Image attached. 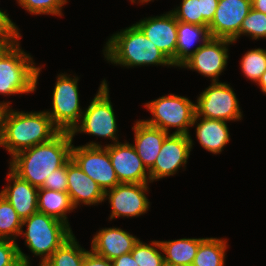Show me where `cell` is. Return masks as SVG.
<instances>
[{"label": "cell", "instance_id": "6da1fadb", "mask_svg": "<svg viewBox=\"0 0 266 266\" xmlns=\"http://www.w3.org/2000/svg\"><path fill=\"white\" fill-rule=\"evenodd\" d=\"M72 141L70 132H59L50 141L12 156L9 169L34 187L41 188L52 171L71 159Z\"/></svg>", "mask_w": 266, "mask_h": 266}, {"label": "cell", "instance_id": "7a4b0ae2", "mask_svg": "<svg viewBox=\"0 0 266 266\" xmlns=\"http://www.w3.org/2000/svg\"><path fill=\"white\" fill-rule=\"evenodd\" d=\"M60 131L46 111L19 112L10 106L3 108L1 116V145L11 154L50 141Z\"/></svg>", "mask_w": 266, "mask_h": 266}, {"label": "cell", "instance_id": "3957f363", "mask_svg": "<svg viewBox=\"0 0 266 266\" xmlns=\"http://www.w3.org/2000/svg\"><path fill=\"white\" fill-rule=\"evenodd\" d=\"M103 51L107 61L124 67L150 64L173 66V63L136 24L113 34L106 42Z\"/></svg>", "mask_w": 266, "mask_h": 266}, {"label": "cell", "instance_id": "277c9868", "mask_svg": "<svg viewBox=\"0 0 266 266\" xmlns=\"http://www.w3.org/2000/svg\"><path fill=\"white\" fill-rule=\"evenodd\" d=\"M19 39L0 56V94L13 95L36 90L41 68L20 48Z\"/></svg>", "mask_w": 266, "mask_h": 266}, {"label": "cell", "instance_id": "5b68a950", "mask_svg": "<svg viewBox=\"0 0 266 266\" xmlns=\"http://www.w3.org/2000/svg\"><path fill=\"white\" fill-rule=\"evenodd\" d=\"M27 225V231L20 232L24 235L25 244L36 256L41 257L42 265L73 233L64 222L37 212L22 220V228Z\"/></svg>", "mask_w": 266, "mask_h": 266}, {"label": "cell", "instance_id": "8992f818", "mask_svg": "<svg viewBox=\"0 0 266 266\" xmlns=\"http://www.w3.org/2000/svg\"><path fill=\"white\" fill-rule=\"evenodd\" d=\"M145 107L153 118L143 120L146 124L160 128L169 134V128H177L173 134L189 135V127L196 114L195 104L187 97L169 94L148 102Z\"/></svg>", "mask_w": 266, "mask_h": 266}, {"label": "cell", "instance_id": "52a82bcc", "mask_svg": "<svg viewBox=\"0 0 266 266\" xmlns=\"http://www.w3.org/2000/svg\"><path fill=\"white\" fill-rule=\"evenodd\" d=\"M78 80V77L71 78L67 74L57 76L52 96L53 108L46 112L60 132L71 133L84 112L79 104Z\"/></svg>", "mask_w": 266, "mask_h": 266}, {"label": "cell", "instance_id": "ba28073f", "mask_svg": "<svg viewBox=\"0 0 266 266\" xmlns=\"http://www.w3.org/2000/svg\"><path fill=\"white\" fill-rule=\"evenodd\" d=\"M117 124L109 97V88L104 79L88 108L83 112L79 124L72 130L74 138L77 132L109 138L118 143Z\"/></svg>", "mask_w": 266, "mask_h": 266}, {"label": "cell", "instance_id": "9c48e42d", "mask_svg": "<svg viewBox=\"0 0 266 266\" xmlns=\"http://www.w3.org/2000/svg\"><path fill=\"white\" fill-rule=\"evenodd\" d=\"M71 158L104 192L120 183L108 150L102 145L95 142L77 147L72 145Z\"/></svg>", "mask_w": 266, "mask_h": 266}, {"label": "cell", "instance_id": "30bf717a", "mask_svg": "<svg viewBox=\"0 0 266 266\" xmlns=\"http://www.w3.org/2000/svg\"><path fill=\"white\" fill-rule=\"evenodd\" d=\"M197 98L196 117L223 121L241 120L242 112L229 84L212 82Z\"/></svg>", "mask_w": 266, "mask_h": 266}, {"label": "cell", "instance_id": "8fae6325", "mask_svg": "<svg viewBox=\"0 0 266 266\" xmlns=\"http://www.w3.org/2000/svg\"><path fill=\"white\" fill-rule=\"evenodd\" d=\"M193 140L189 135L168 134L154 165L148 170L150 183L174 175L181 166L185 167Z\"/></svg>", "mask_w": 266, "mask_h": 266}, {"label": "cell", "instance_id": "7c38bea8", "mask_svg": "<svg viewBox=\"0 0 266 266\" xmlns=\"http://www.w3.org/2000/svg\"><path fill=\"white\" fill-rule=\"evenodd\" d=\"M232 43L229 39L210 37L180 67L196 70L210 77L212 82H218V76L225 69L229 58L228 45Z\"/></svg>", "mask_w": 266, "mask_h": 266}, {"label": "cell", "instance_id": "4fadbf2b", "mask_svg": "<svg viewBox=\"0 0 266 266\" xmlns=\"http://www.w3.org/2000/svg\"><path fill=\"white\" fill-rule=\"evenodd\" d=\"M147 183H119L105 192L104 200L111 204L110 219L137 217L148 211L150 202L146 197Z\"/></svg>", "mask_w": 266, "mask_h": 266}, {"label": "cell", "instance_id": "5bb4252c", "mask_svg": "<svg viewBox=\"0 0 266 266\" xmlns=\"http://www.w3.org/2000/svg\"><path fill=\"white\" fill-rule=\"evenodd\" d=\"M251 8V0H219L208 26L210 36L233 40L239 34L242 22Z\"/></svg>", "mask_w": 266, "mask_h": 266}, {"label": "cell", "instance_id": "9a60e30c", "mask_svg": "<svg viewBox=\"0 0 266 266\" xmlns=\"http://www.w3.org/2000/svg\"><path fill=\"white\" fill-rule=\"evenodd\" d=\"M120 183H148L149 171L138 156L134 146L127 142L105 146Z\"/></svg>", "mask_w": 266, "mask_h": 266}, {"label": "cell", "instance_id": "2e32d148", "mask_svg": "<svg viewBox=\"0 0 266 266\" xmlns=\"http://www.w3.org/2000/svg\"><path fill=\"white\" fill-rule=\"evenodd\" d=\"M136 25L145 36L161 50L176 66L177 25L178 21L170 11L156 17L140 20Z\"/></svg>", "mask_w": 266, "mask_h": 266}, {"label": "cell", "instance_id": "e0dca14e", "mask_svg": "<svg viewBox=\"0 0 266 266\" xmlns=\"http://www.w3.org/2000/svg\"><path fill=\"white\" fill-rule=\"evenodd\" d=\"M67 193L75 208L82 203L95 205L104 201L105 192L71 158L67 162Z\"/></svg>", "mask_w": 266, "mask_h": 266}, {"label": "cell", "instance_id": "ac0fdd59", "mask_svg": "<svg viewBox=\"0 0 266 266\" xmlns=\"http://www.w3.org/2000/svg\"><path fill=\"white\" fill-rule=\"evenodd\" d=\"M8 181L13 184L6 186L0 194L13 206L18 216L24 220L38 212V188L14 174H7Z\"/></svg>", "mask_w": 266, "mask_h": 266}, {"label": "cell", "instance_id": "d6986e66", "mask_svg": "<svg viewBox=\"0 0 266 266\" xmlns=\"http://www.w3.org/2000/svg\"><path fill=\"white\" fill-rule=\"evenodd\" d=\"M138 238L121 228H103L92 239L91 250L109 260L130 253Z\"/></svg>", "mask_w": 266, "mask_h": 266}, {"label": "cell", "instance_id": "ffe728a7", "mask_svg": "<svg viewBox=\"0 0 266 266\" xmlns=\"http://www.w3.org/2000/svg\"><path fill=\"white\" fill-rule=\"evenodd\" d=\"M132 129L135 137L133 146L143 164L149 170L154 165L168 133L146 124L143 120L136 121Z\"/></svg>", "mask_w": 266, "mask_h": 266}, {"label": "cell", "instance_id": "44dd1931", "mask_svg": "<svg viewBox=\"0 0 266 266\" xmlns=\"http://www.w3.org/2000/svg\"><path fill=\"white\" fill-rule=\"evenodd\" d=\"M198 120L200 122L196 124ZM195 124L197 125V140H199L200 145L207 151L218 154L229 143L230 135L226 121L195 116L192 127Z\"/></svg>", "mask_w": 266, "mask_h": 266}, {"label": "cell", "instance_id": "7402d4cb", "mask_svg": "<svg viewBox=\"0 0 266 266\" xmlns=\"http://www.w3.org/2000/svg\"><path fill=\"white\" fill-rule=\"evenodd\" d=\"M177 34L176 66L178 67H180L211 37L208 27L189 24L182 21H178ZM197 41L200 42V45L195 49L190 50V47Z\"/></svg>", "mask_w": 266, "mask_h": 266}, {"label": "cell", "instance_id": "603a6c76", "mask_svg": "<svg viewBox=\"0 0 266 266\" xmlns=\"http://www.w3.org/2000/svg\"><path fill=\"white\" fill-rule=\"evenodd\" d=\"M38 212L52 216L68 226L66 213H70L75 207L67 192L38 188Z\"/></svg>", "mask_w": 266, "mask_h": 266}, {"label": "cell", "instance_id": "cb8c5ba5", "mask_svg": "<svg viewBox=\"0 0 266 266\" xmlns=\"http://www.w3.org/2000/svg\"><path fill=\"white\" fill-rule=\"evenodd\" d=\"M205 238H182L159 241L164 261L175 266H192L200 243Z\"/></svg>", "mask_w": 266, "mask_h": 266}, {"label": "cell", "instance_id": "d4e9b609", "mask_svg": "<svg viewBox=\"0 0 266 266\" xmlns=\"http://www.w3.org/2000/svg\"><path fill=\"white\" fill-rule=\"evenodd\" d=\"M226 239L205 238L199 245L192 266H224Z\"/></svg>", "mask_w": 266, "mask_h": 266}, {"label": "cell", "instance_id": "484cf974", "mask_svg": "<svg viewBox=\"0 0 266 266\" xmlns=\"http://www.w3.org/2000/svg\"><path fill=\"white\" fill-rule=\"evenodd\" d=\"M86 253L87 251L79 245L73 234L42 266H82Z\"/></svg>", "mask_w": 266, "mask_h": 266}, {"label": "cell", "instance_id": "4316f807", "mask_svg": "<svg viewBox=\"0 0 266 266\" xmlns=\"http://www.w3.org/2000/svg\"><path fill=\"white\" fill-rule=\"evenodd\" d=\"M22 231V219L13 206L0 194V239L15 241Z\"/></svg>", "mask_w": 266, "mask_h": 266}, {"label": "cell", "instance_id": "83f0119b", "mask_svg": "<svg viewBox=\"0 0 266 266\" xmlns=\"http://www.w3.org/2000/svg\"><path fill=\"white\" fill-rule=\"evenodd\" d=\"M240 66L244 76L257 84L266 71V50L257 48L247 51Z\"/></svg>", "mask_w": 266, "mask_h": 266}, {"label": "cell", "instance_id": "f1b7e54d", "mask_svg": "<svg viewBox=\"0 0 266 266\" xmlns=\"http://www.w3.org/2000/svg\"><path fill=\"white\" fill-rule=\"evenodd\" d=\"M159 241H151V244H145L138 240L134 245L131 254L135 259L137 266H160L164 261Z\"/></svg>", "mask_w": 266, "mask_h": 266}, {"label": "cell", "instance_id": "f546056e", "mask_svg": "<svg viewBox=\"0 0 266 266\" xmlns=\"http://www.w3.org/2000/svg\"><path fill=\"white\" fill-rule=\"evenodd\" d=\"M243 34L250 35L255 40L266 38V14L251 8L242 22L239 34L232 41L236 42Z\"/></svg>", "mask_w": 266, "mask_h": 266}, {"label": "cell", "instance_id": "4dcf8cb0", "mask_svg": "<svg viewBox=\"0 0 266 266\" xmlns=\"http://www.w3.org/2000/svg\"><path fill=\"white\" fill-rule=\"evenodd\" d=\"M0 266H30V260L16 241L0 239Z\"/></svg>", "mask_w": 266, "mask_h": 266}, {"label": "cell", "instance_id": "1f68e13d", "mask_svg": "<svg viewBox=\"0 0 266 266\" xmlns=\"http://www.w3.org/2000/svg\"><path fill=\"white\" fill-rule=\"evenodd\" d=\"M18 4L22 6L29 13L37 14H52L62 15V6L67 3V0H17Z\"/></svg>", "mask_w": 266, "mask_h": 266}, {"label": "cell", "instance_id": "d6a6232c", "mask_svg": "<svg viewBox=\"0 0 266 266\" xmlns=\"http://www.w3.org/2000/svg\"><path fill=\"white\" fill-rule=\"evenodd\" d=\"M171 12L177 21L204 26V18L201 15L200 0H182V3Z\"/></svg>", "mask_w": 266, "mask_h": 266}, {"label": "cell", "instance_id": "836d02e7", "mask_svg": "<svg viewBox=\"0 0 266 266\" xmlns=\"http://www.w3.org/2000/svg\"><path fill=\"white\" fill-rule=\"evenodd\" d=\"M67 163L48 175L41 188L67 192Z\"/></svg>", "mask_w": 266, "mask_h": 266}, {"label": "cell", "instance_id": "e575fe53", "mask_svg": "<svg viewBox=\"0 0 266 266\" xmlns=\"http://www.w3.org/2000/svg\"><path fill=\"white\" fill-rule=\"evenodd\" d=\"M20 38L18 30H0V56Z\"/></svg>", "mask_w": 266, "mask_h": 266}, {"label": "cell", "instance_id": "d590c367", "mask_svg": "<svg viewBox=\"0 0 266 266\" xmlns=\"http://www.w3.org/2000/svg\"><path fill=\"white\" fill-rule=\"evenodd\" d=\"M219 0H200L201 15L204 18V27L212 22Z\"/></svg>", "mask_w": 266, "mask_h": 266}, {"label": "cell", "instance_id": "8d00e7d4", "mask_svg": "<svg viewBox=\"0 0 266 266\" xmlns=\"http://www.w3.org/2000/svg\"><path fill=\"white\" fill-rule=\"evenodd\" d=\"M82 266H113V263L112 260L100 256L91 250L85 254Z\"/></svg>", "mask_w": 266, "mask_h": 266}, {"label": "cell", "instance_id": "74e56055", "mask_svg": "<svg viewBox=\"0 0 266 266\" xmlns=\"http://www.w3.org/2000/svg\"><path fill=\"white\" fill-rule=\"evenodd\" d=\"M112 263L113 266H137L131 252L113 259Z\"/></svg>", "mask_w": 266, "mask_h": 266}, {"label": "cell", "instance_id": "f35d334b", "mask_svg": "<svg viewBox=\"0 0 266 266\" xmlns=\"http://www.w3.org/2000/svg\"><path fill=\"white\" fill-rule=\"evenodd\" d=\"M0 30H19L8 14L0 10Z\"/></svg>", "mask_w": 266, "mask_h": 266}, {"label": "cell", "instance_id": "ab89813d", "mask_svg": "<svg viewBox=\"0 0 266 266\" xmlns=\"http://www.w3.org/2000/svg\"><path fill=\"white\" fill-rule=\"evenodd\" d=\"M252 8L266 14V0H251Z\"/></svg>", "mask_w": 266, "mask_h": 266}, {"label": "cell", "instance_id": "60d3db41", "mask_svg": "<svg viewBox=\"0 0 266 266\" xmlns=\"http://www.w3.org/2000/svg\"><path fill=\"white\" fill-rule=\"evenodd\" d=\"M257 84L260 86L262 92L266 94V71L262 74Z\"/></svg>", "mask_w": 266, "mask_h": 266}, {"label": "cell", "instance_id": "b9f144b4", "mask_svg": "<svg viewBox=\"0 0 266 266\" xmlns=\"http://www.w3.org/2000/svg\"><path fill=\"white\" fill-rule=\"evenodd\" d=\"M10 106V102H1L0 103V145H1V116L3 113V108Z\"/></svg>", "mask_w": 266, "mask_h": 266}, {"label": "cell", "instance_id": "7bdbcfd3", "mask_svg": "<svg viewBox=\"0 0 266 266\" xmlns=\"http://www.w3.org/2000/svg\"><path fill=\"white\" fill-rule=\"evenodd\" d=\"M160 266H175V265L163 261L162 264H161Z\"/></svg>", "mask_w": 266, "mask_h": 266}, {"label": "cell", "instance_id": "ee69618b", "mask_svg": "<svg viewBox=\"0 0 266 266\" xmlns=\"http://www.w3.org/2000/svg\"><path fill=\"white\" fill-rule=\"evenodd\" d=\"M150 1H152V0H138V2H141V3H148Z\"/></svg>", "mask_w": 266, "mask_h": 266}]
</instances>
